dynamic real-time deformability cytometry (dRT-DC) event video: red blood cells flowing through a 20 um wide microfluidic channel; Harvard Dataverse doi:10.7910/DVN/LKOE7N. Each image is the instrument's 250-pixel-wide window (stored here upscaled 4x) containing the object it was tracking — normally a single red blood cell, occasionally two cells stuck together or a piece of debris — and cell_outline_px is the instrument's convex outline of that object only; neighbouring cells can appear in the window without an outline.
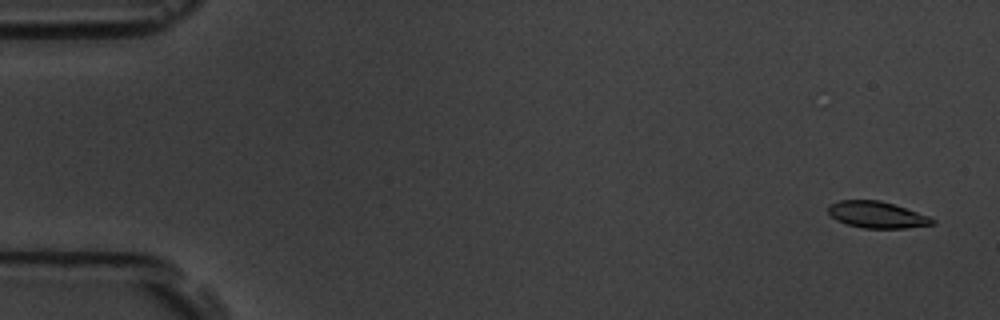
{"species": "common noctule bat (a hibernating species)", "species_latin": "Nyctalus noctula", "temperature_condition": "room temperature", "stored_images_in_passage": 5, "camera_frame_rate_fps": 3000, "um_per_image_px": 0.085, "animal": {"sex": "male", "body_mass_g": 19.5, "forearm_length_mm": 54.6}, "frame": {"image": 1, "passage_image": 1, "time_ms": 0.0, "image_size_px": [1000, 320], "cell_outline_px": [[936, 224], [904, 228], [864, 228], [848, 224], [836, 220], [828, 212], [828, 204], [840, 200], [880, 200], [928, 216], [936, 220]], "centroid_in_image_um": [74.52, 18.25], "position_along_channel_um": 10.5, "area_um2": 15.95}}
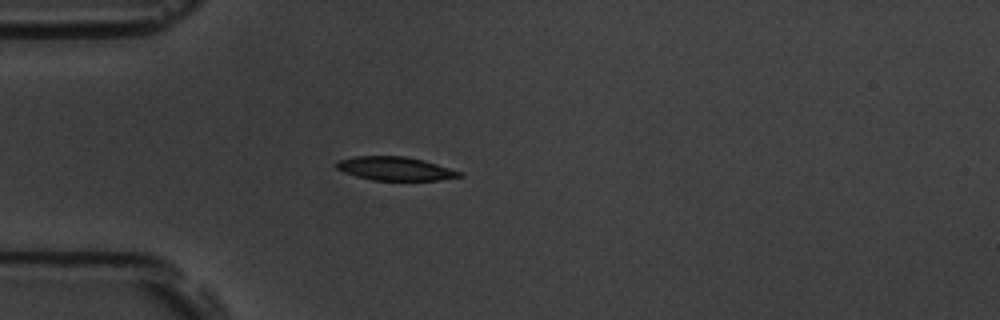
{"frame": {"image": 2, "passage_image": 5, "time_ms": 4.667, "image_size_px": [1000, 320], "cell_outline_px": [[464, 176], [440, 180], [372, 180], [356, 176], [344, 172], [336, 168], [336, 164], [340, 160], [356, 156], [404, 156], [424, 160], [464, 172]], "centroid_in_image_um": [33.65, 14.33], "position_along_channel_um": 51.3, "area_um2": 16.94}}